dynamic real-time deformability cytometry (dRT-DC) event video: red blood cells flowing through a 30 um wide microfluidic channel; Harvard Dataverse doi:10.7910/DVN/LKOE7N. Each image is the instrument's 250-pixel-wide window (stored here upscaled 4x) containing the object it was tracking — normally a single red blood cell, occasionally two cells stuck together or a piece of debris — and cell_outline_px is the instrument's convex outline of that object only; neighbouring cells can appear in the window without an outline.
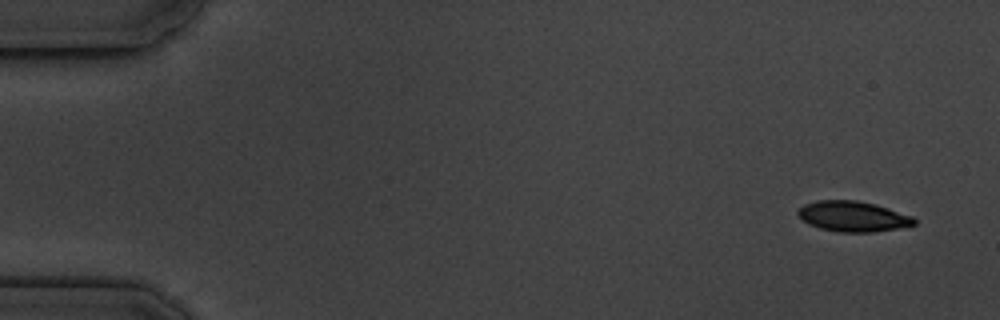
{"species": "common noctule bat (a hibernating species)", "species_latin": "Nyctalus noctula", "temperature_condition": "cold", "stored_images_in_passage": 5, "camera_frame_rate_fps": 3000, "um_per_image_px": 0.085, "animal": {"sex": "male", "body_mass_g": 19.5, "forearm_length_mm": 54.6}, "frame": {"image": 1, "passage_image": 1, "time_ms": 0.0, "image_size_px": [1000, 320], "cell_outline_px": [[916, 224], [896, 228], [872, 232], [840, 232], [820, 228], [808, 224], [796, 212], [804, 204], [816, 200], [856, 200], [876, 204], [912, 216], [916, 220]], "centroid_in_image_um": [72.49, 18.38], "position_along_channel_um": 12.5, "area_um2": 20.46}}